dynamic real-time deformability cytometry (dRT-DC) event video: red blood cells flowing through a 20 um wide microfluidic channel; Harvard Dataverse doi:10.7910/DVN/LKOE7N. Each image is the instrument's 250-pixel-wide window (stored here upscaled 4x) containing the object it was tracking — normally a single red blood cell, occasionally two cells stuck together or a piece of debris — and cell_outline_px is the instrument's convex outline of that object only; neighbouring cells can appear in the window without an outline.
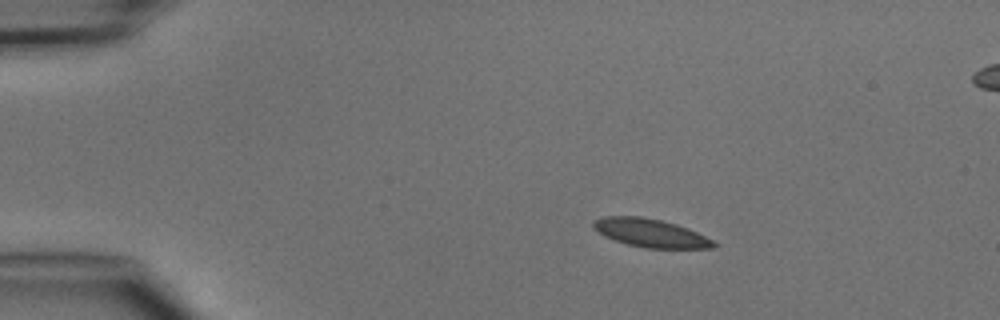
{"species": "common noctule bat (a hibernating species)", "species_latin": "Nyctalus noctula", "temperature_condition": "cold", "stored_images_in_passage": 5, "camera_frame_rate_fps": 3000, "um_per_image_px": 0.085, "animal": {"sex": "male", "body_mass_g": 15.6}, "frame": {"image": 1, "passage_image": 2, "time_ms": 1.333, "image_size_px": [1000, 320], "cell_outline_px": [[720, 244], [716, 248], [644, 248], [628, 244], [604, 236], [592, 228], [592, 224], [596, 220], [604, 216], [640, 216], [660, 220], [676, 224], [688, 228]], "centroid_in_image_um": [55.31, 19.81], "position_along_channel_um": 29.7, "area_um2": 19.77}}